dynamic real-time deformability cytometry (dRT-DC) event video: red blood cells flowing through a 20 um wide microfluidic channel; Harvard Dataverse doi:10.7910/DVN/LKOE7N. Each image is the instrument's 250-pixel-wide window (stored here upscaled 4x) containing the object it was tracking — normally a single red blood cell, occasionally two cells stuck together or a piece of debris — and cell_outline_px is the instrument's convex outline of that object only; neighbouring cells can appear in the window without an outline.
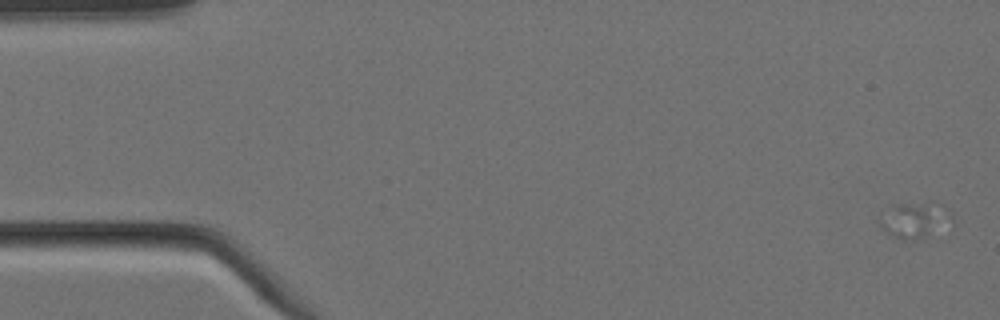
{"species": "Egyptian fruit bat (a non-hibernating species)", "species_latin": "Rousettus aegyptiacus", "temperature_condition": "cold", "stored_images_in_passage": 3, "camera_frame_rate_fps": 3000, "um_per_image_px": 0.085, "animal": {"sex": "female"}, "frame": {"image": 1, "passage_image": 1, "time_ms": 0.0, "image_size_px": [1000, 320], "cell_outline_px": [[952, 220], [924, 236], [904, 240], [888, 232], [880, 224], [896, 204], [932, 200], [944, 204], [952, 212]], "centroid_in_image_um": [77.89, 18.61], "position_along_channel_um": 7.1, "area_um2": 14.16}}